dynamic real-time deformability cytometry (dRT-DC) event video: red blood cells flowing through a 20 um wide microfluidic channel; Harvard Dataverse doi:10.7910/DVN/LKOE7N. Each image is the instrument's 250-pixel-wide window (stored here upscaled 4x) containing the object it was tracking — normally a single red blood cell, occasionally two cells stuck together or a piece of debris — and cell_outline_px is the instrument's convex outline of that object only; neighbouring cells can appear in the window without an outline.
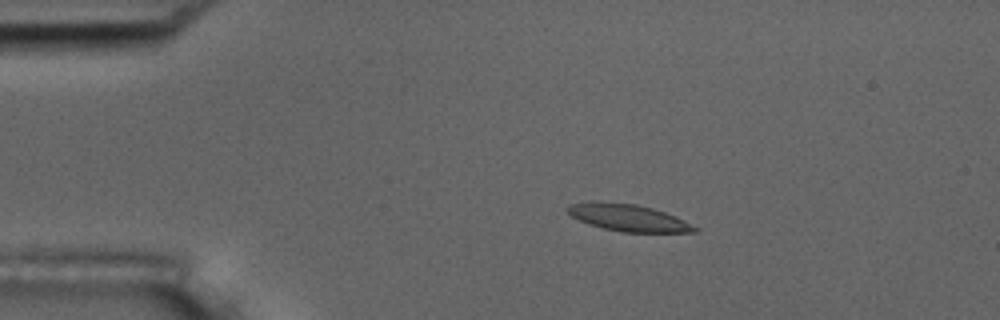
{"species": "common noctule bat (a hibernating species)", "species_latin": "Nyctalus noctula", "temperature_condition": "room temperature", "stored_images_in_passage": 5, "camera_frame_rate_fps": 3000, "um_per_image_px": 0.085, "animal": {"sex": "male", "body_mass_g": 17.5, "forearm_length_mm": 52.3}, "frame": {"image": 1, "passage_image": 3, "time_ms": 3.333, "image_size_px": [1000, 320], "cell_outline_px": [[700, 228], [696, 232], [620, 232], [588, 224], [572, 216], [564, 208], [568, 204], [588, 200], [600, 200], [636, 204], [652, 208], [676, 216]], "centroid_in_image_um": [53.35, 18.48], "position_along_channel_um": 31.7, "area_um2": 20.35}}